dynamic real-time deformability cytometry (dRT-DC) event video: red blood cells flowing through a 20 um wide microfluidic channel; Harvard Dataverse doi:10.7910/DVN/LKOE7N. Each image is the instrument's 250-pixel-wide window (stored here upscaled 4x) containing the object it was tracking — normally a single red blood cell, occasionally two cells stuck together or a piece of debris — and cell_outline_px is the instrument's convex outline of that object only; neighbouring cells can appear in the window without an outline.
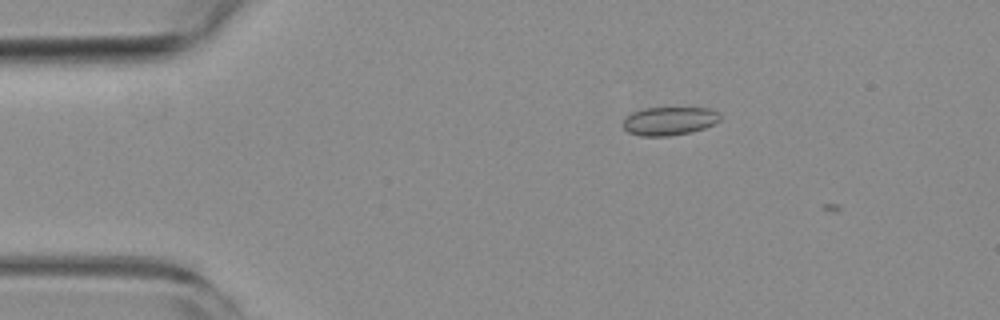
{"species": "common noctule bat (a hibernating species)", "species_latin": "Nyctalus noctula", "temperature_condition": "room temperature", "stored_images_in_passage": 4, "camera_frame_rate_fps": 3000, "um_per_image_px": 0.085, "animal": {"sex": "female", "body_mass_g": 19.3, "forearm_length_mm": 54.1}, "frame": {"image": 1, "passage_image": 3, "time_ms": 0.667, "image_size_px": [1000, 320], "cell_outline_px": [[720, 120], [704, 128], [692, 132], [668, 136], [640, 136], [628, 132], [624, 128], [624, 120], [632, 112], [644, 108], [708, 108], [716, 112], [720, 116]], "centroid_in_image_um": [56.88, 10.29], "position_along_channel_um": 28.1, "area_um2": 15.9}}